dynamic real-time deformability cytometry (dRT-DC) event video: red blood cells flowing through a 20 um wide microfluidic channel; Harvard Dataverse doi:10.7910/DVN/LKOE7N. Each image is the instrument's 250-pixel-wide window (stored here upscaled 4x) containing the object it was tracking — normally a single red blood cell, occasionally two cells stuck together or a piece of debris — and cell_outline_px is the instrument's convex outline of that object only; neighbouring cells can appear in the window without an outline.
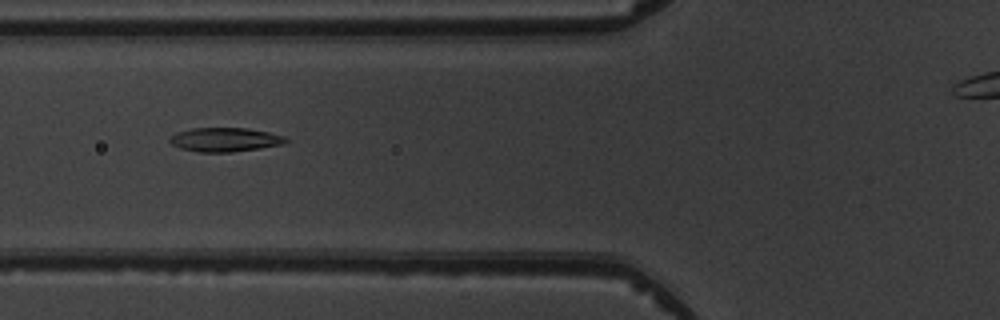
{"species": "common noctule bat (a hibernating species)", "species_latin": "Nyctalus noctula", "temperature_condition": "warm", "stored_images_in_passage": 6, "segment_of_instrument_passage": [1, 2], "camera_frame_rate_fps": 3000, "um_per_image_px": 0.085, "animal": {"sex": "male", "body_mass_g": 19.5, "forearm_length_mm": 54.6}, "frame": {"image": 1, "passage_image": 3, "time_ms": 2.333, "image_size_px": [1000, 320], "cell_outline_px": [[288, 140], [284, 144], [260, 148], [232, 152], [200, 152], [180, 148], [172, 144], [168, 140], [176, 132], [192, 128], [248, 128], [268, 132], [284, 136]], "centroid_in_image_um": [19.12, 11.87], "position_along_channel_um": 106.7, "area_um2": 16.18}}
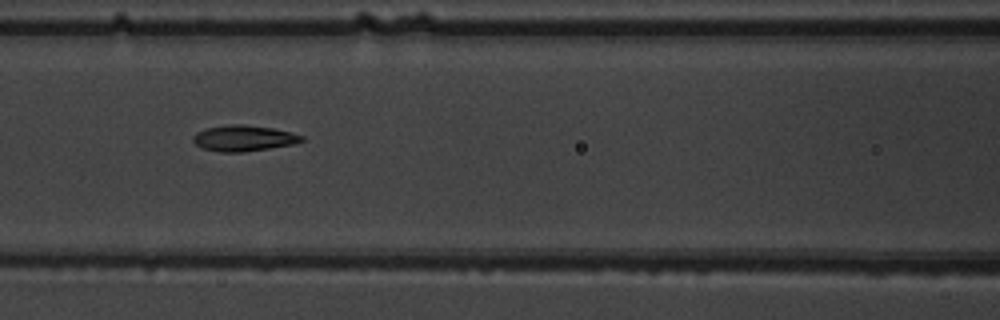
{"frame": {"image": 2, "passage_image": 4, "time_ms": 3.333, "image_size_px": [1000, 320], "cell_outline_px": [[304, 140], [292, 144], [244, 152], [220, 152], [204, 148], [196, 144], [192, 140], [192, 136], [196, 132], [208, 128], [228, 124], [244, 124], [272, 128], [304, 136]], "centroid_in_image_um": [20.68, 11.74], "position_along_channel_um": 145.9, "area_um2": 16.18}}
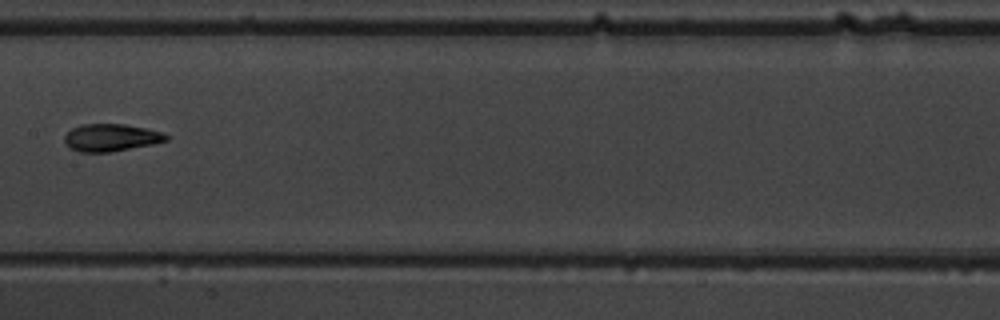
{"frame": {"image": 3, "passage_image": 5, "time_ms": 4.667, "image_size_px": [1000, 320], "cell_outline_px": [[168, 140], [152, 144], [112, 152], [80, 152], [68, 148], [64, 140], [64, 136], [72, 128], [84, 124], [124, 124], [144, 128], [160, 132], [168, 136]], "centroid_in_image_um": [9.39, 11.7], "position_along_channel_um": 198.0, "area_um2": 16.13}}